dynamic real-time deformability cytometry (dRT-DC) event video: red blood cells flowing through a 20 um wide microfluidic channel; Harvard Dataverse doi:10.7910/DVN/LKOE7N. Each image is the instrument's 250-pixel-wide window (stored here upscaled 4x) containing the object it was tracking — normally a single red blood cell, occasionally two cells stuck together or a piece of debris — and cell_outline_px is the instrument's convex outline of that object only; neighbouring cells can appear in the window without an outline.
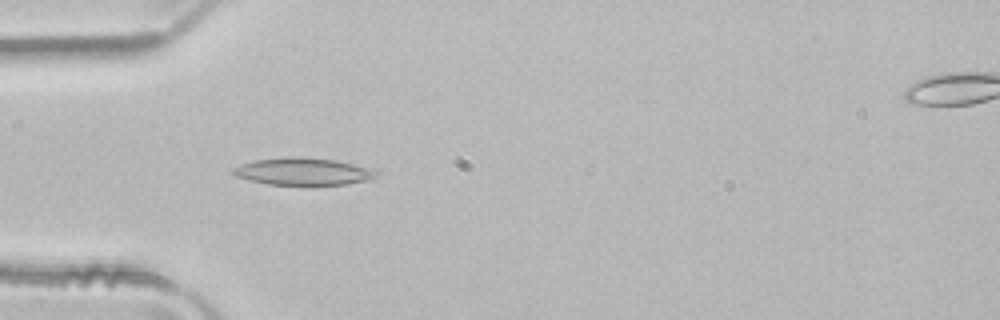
{"species": "common noctule bat (a hibernating species)", "species_latin": "Nyctalus noctula", "temperature_condition": "room temperature", "stored_images_in_passage": 50, "camera_frame_rate_fps": 3000, "um_per_image_px": 0.085, "animal": {"sex": "male", "body_mass_g": 21.5, "forearm_length_mm": 52.0}, "frame": {"image": 1, "passage_image": 15, "time_ms": 4.667, "image_size_px": [1000, 320], "cell_outline_px": [[380, 172], [372, 180], [348, 184], [312, 188], [268, 184], [236, 176], [232, 172], [232, 168], [256, 160], [288, 156], [300, 156], [336, 160], [380, 168]], "centroid_in_image_um": [25.95, 14.61], "position_along_channel_um": 59.1, "area_um2": 24.16}}
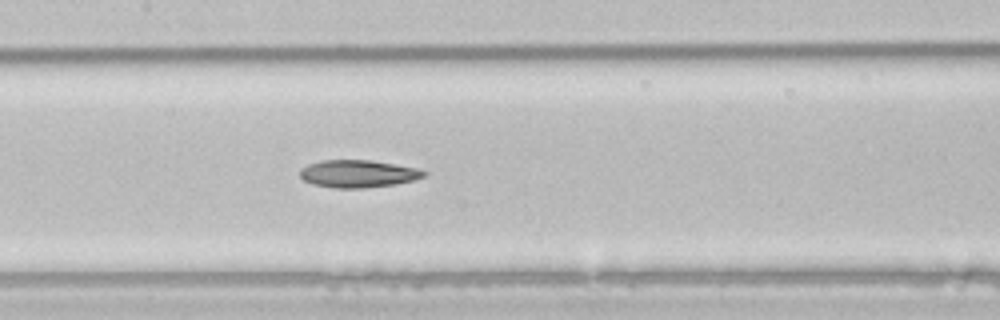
{"frame": {"image": 2, "passage_image": 24, "time_ms": 7.667, "image_size_px": [1000, 320], "cell_outline_px": [[428, 172], [424, 176], [416, 180], [396, 184], [364, 188], [336, 188], [312, 184], [304, 180], [300, 176], [300, 168], [308, 164], [320, 160], [372, 160], [416, 168]], "centroid_in_image_um": [30.43, 14.76], "position_along_channel_um": 177.0, "area_um2": 19.94}}
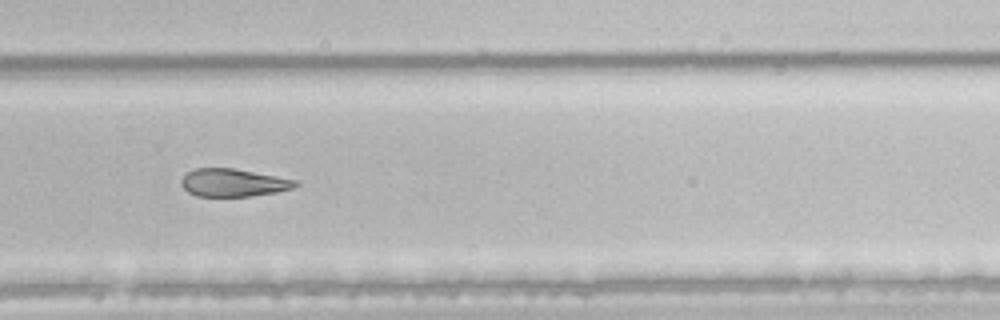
{"frame": {"image": 3, "passage_image": 34, "time_ms": 11.0, "image_size_px": [1000, 320], "cell_outline_px": [[300, 184], [292, 188], [276, 192], [248, 196], [196, 196], [188, 192], [180, 184], [180, 180], [188, 172], [196, 168], [236, 168], [296, 180]], "centroid_in_image_um": [19.81, 15.52], "position_along_channel_um": 310.0, "area_um2": 18.44}, "authors_computed_cell_mechanics": {"area_um2": 22.6865, "velocity_mm_per_s": 4.0133, "shape_relaxation_time_tau1_ms": 6.4776, "shape_relaxation_time_tau2_ms": 9.998, "deformation_change_tau1": 0.1505, "deformation_change_tau2": 0.2292}}